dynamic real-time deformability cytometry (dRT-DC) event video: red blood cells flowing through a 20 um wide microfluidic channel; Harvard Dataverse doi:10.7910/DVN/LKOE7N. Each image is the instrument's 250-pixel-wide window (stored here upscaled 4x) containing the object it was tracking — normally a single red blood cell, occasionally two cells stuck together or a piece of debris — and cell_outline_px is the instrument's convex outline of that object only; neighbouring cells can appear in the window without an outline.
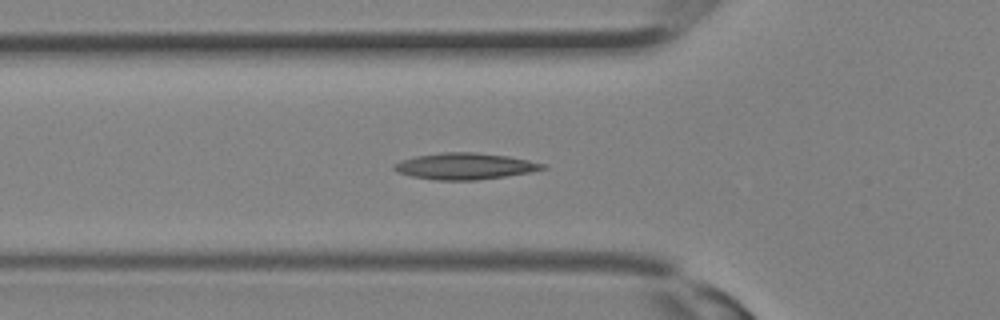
{"species": "Egyptian fruit bat (a non-hibernating species)", "species_latin": "Rousettus aegyptiacus", "temperature_condition": "room temperature", "stored_images_in_passage": 32, "segment_of_instrument_passage": [1, 2], "camera_frame_rate_fps": 3000, "um_per_image_px": 0.085, "animal": {"sex": "female"}, "frame": {"image": 1, "passage_image": 11, "time_ms": 3.333, "image_size_px": [1000, 320], "cell_outline_px": [[548, 168], [528, 172], [504, 176], [476, 180], [436, 180], [412, 176], [396, 172], [392, 168], [392, 164], [400, 160], [416, 156], [440, 152], [476, 152], [508, 156], [548, 164]], "centroid_in_image_um": [39.49, 14.12], "position_along_channel_um": 86.3, "area_um2": 22.95}}
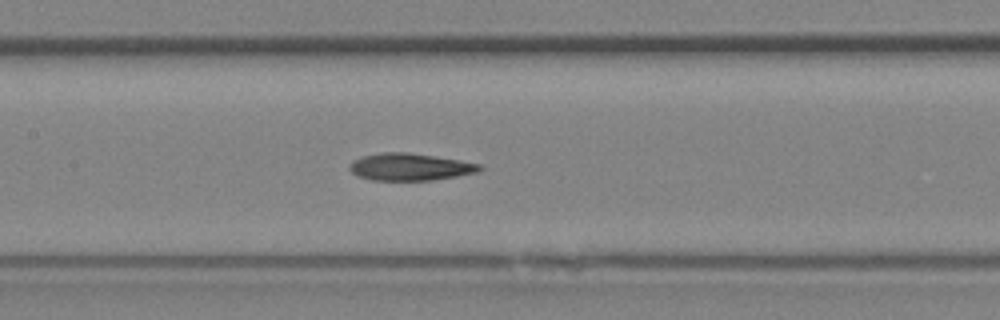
{"frame": {"image": 2, "passage_image": 15, "time_ms": 4.667, "image_size_px": [1000, 320], "cell_outline_px": [[484, 168], [480, 172], [432, 180], [372, 180], [356, 176], [348, 168], [352, 160], [364, 156], [384, 152], [404, 152], [460, 160], [480, 164]], "centroid_in_image_um": [34.85, 14.19], "position_along_channel_um": 172.6, "area_um2": 20.52}}
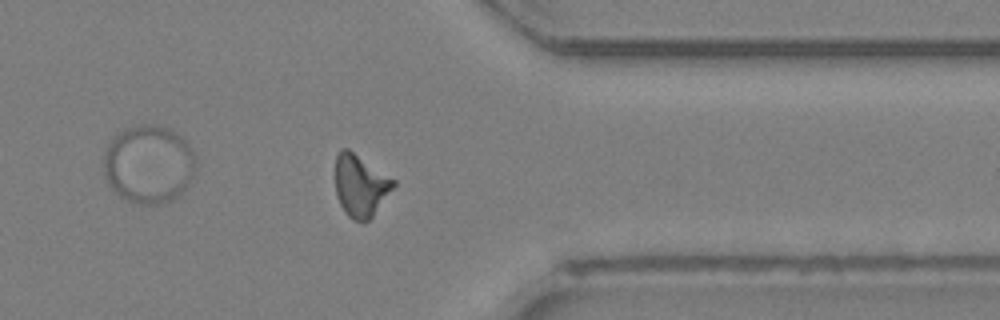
{"frame": {"image": 3, "passage_image": 25, "time_ms": 8.0, "image_size_px": [1000, 320], "cell_outline_px": [[396, 184], [372, 216], [368, 220], [352, 220], [344, 212], [336, 196], [336, 156], [340, 148], [348, 148], [396, 180]], "centroid_in_image_um": [30.63, 15.75], "position_along_channel_um": 380.8, "area_um2": 20.87}}